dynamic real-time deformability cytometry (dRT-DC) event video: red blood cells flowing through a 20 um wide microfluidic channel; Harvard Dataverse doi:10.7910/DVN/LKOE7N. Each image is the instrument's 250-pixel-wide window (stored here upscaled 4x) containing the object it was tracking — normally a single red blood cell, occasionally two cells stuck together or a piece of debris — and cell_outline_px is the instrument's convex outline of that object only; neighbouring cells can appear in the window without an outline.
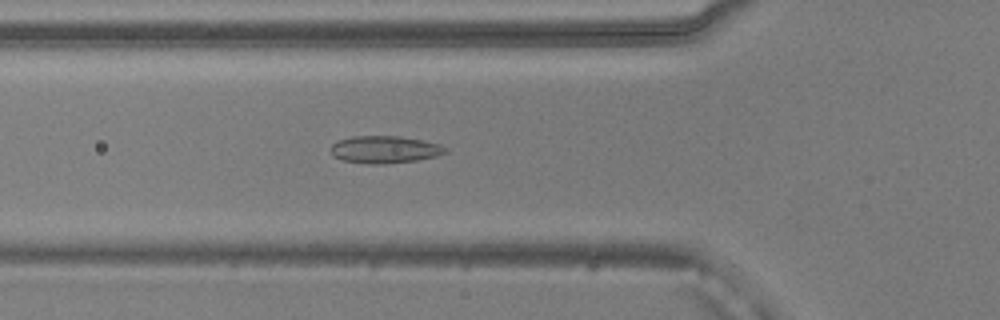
{"species": "common noctule bat (a hibernating species)", "species_latin": "Nyctalus noctula", "temperature_condition": "warm", "stored_images_in_passage": 51, "camera_frame_rate_fps": 3000, "um_per_image_px": 0.085, "animal": {"sex": "male", "body_mass_g": 20.5, "forearm_length_mm": 52.5}, "frame": {"image": 1, "passage_image": 17, "time_ms": 5.333, "image_size_px": [1000, 320], "cell_outline_px": [[448, 152], [436, 156], [416, 160], [384, 164], [368, 164], [344, 160], [332, 156], [332, 144], [340, 140], [352, 136], [400, 136], [424, 140], [440, 144], [448, 148]], "centroid_in_image_um": [32.74, 12.7], "position_along_channel_um": 93.1, "area_um2": 18.26}}
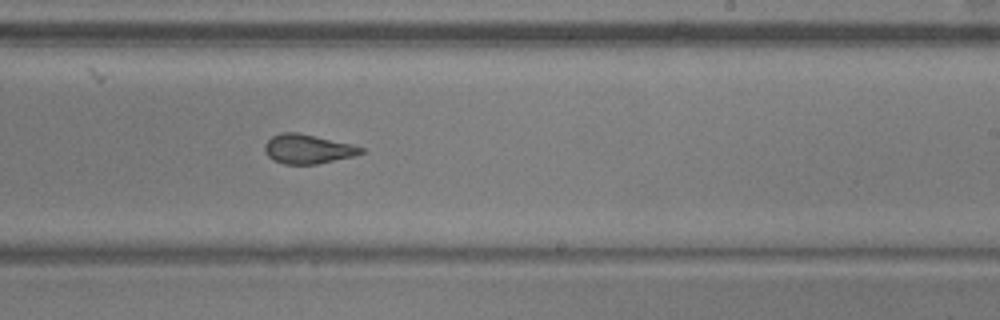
{"frame": {"image": 2, "passage_image": 30, "time_ms": 9.667, "image_size_px": [1000, 320], "cell_outline_px": [[364, 152], [352, 156], [316, 164], [284, 164], [272, 160], [264, 152], [264, 144], [272, 136], [280, 132], [296, 132], [352, 144], [364, 148]], "centroid_in_image_um": [26.11, 12.66], "position_along_channel_um": 262.9, "area_um2": 16.36}}
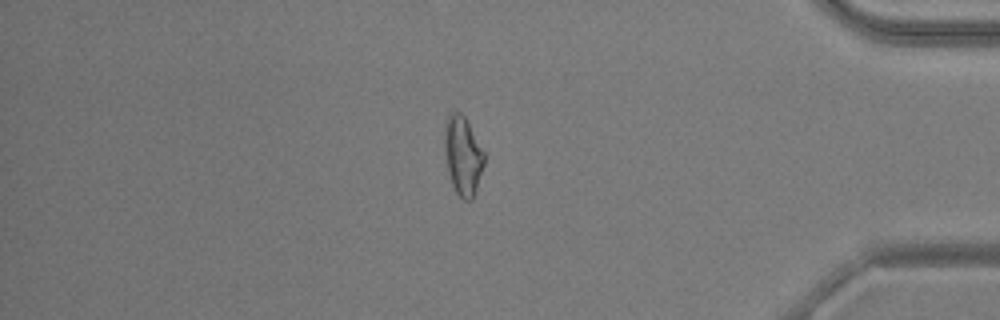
{"frame": {"image": 3, "passage_image": 43, "time_ms": 14.0, "image_size_px": [1000, 320], "cell_outline_px": [[484, 164], [472, 200], [464, 200], [456, 192], [452, 184], [448, 172], [444, 152], [444, 120], [448, 112], [460, 112], [464, 116], [484, 152]], "centroid_in_image_um": [39.3, 13.19], "position_along_channel_um": 395.9, "area_um2": 18.21}, "authors_computed_cell_mechanics": {"area_um2": 18.207, "velocity_mm_per_s": 3.8981, "shape_relaxation_time_tau1_ms": null, "shape_relaxation_time_tau2_ms": 1.495, "deformation_change_tau1": null, "deformation_change_tau2": 0.087}}